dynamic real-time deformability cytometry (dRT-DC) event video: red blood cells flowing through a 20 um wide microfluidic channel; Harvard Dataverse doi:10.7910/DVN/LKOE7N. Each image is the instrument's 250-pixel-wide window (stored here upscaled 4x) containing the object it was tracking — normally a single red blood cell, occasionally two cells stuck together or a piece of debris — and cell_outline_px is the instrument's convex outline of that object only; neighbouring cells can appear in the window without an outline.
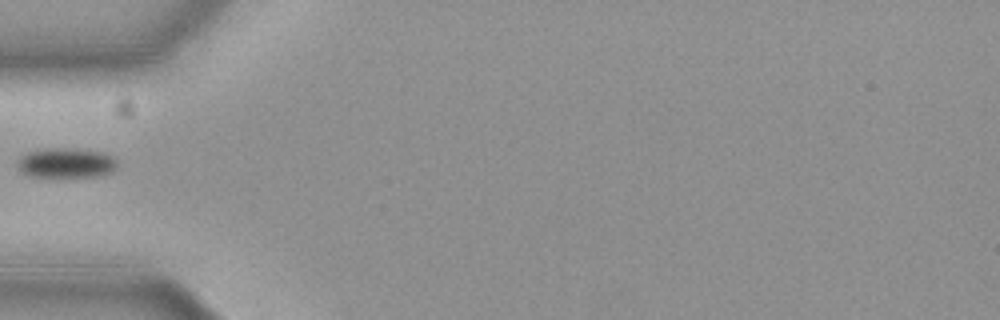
{"species": "common noctule bat (a hibernating species)", "species_latin": "Nyctalus noctula", "temperature_condition": "cold", "stored_images_in_passage": 5, "camera_frame_rate_fps": 3000, "um_per_image_px": 0.085, "animal": {"sex": "female", "body_mass_g": 19.3, "forearm_length_mm": 54.1}, "frame": {"image": 1, "passage_image": 1, "time_ms": 0.0, "image_size_px": [1000, 320], "cell_outline_px": [[116, 168], [112, 172], [96, 176], [32, 176], [20, 172], [20, 156], [36, 148], [68, 148], [100, 152], [112, 156], [116, 160]], "centroid_in_image_um": [5.62, 13.83], "position_along_channel_um": 79.4, "area_um2": 17.11}}